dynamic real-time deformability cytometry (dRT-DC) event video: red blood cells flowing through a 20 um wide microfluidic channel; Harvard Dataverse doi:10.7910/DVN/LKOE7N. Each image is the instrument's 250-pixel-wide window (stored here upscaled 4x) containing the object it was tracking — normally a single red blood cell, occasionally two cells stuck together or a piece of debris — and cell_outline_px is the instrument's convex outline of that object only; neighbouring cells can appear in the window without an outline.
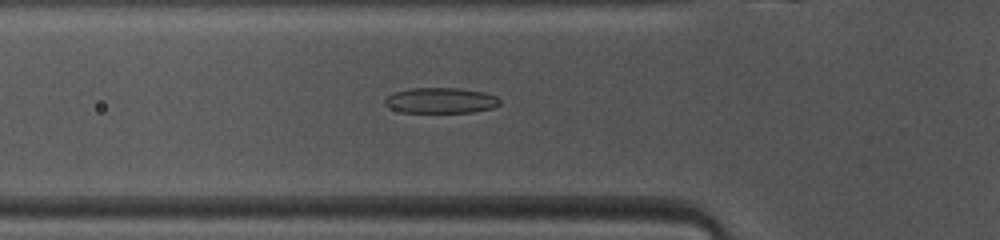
{"species": "common noctule bat (a hibernating species)", "species_latin": "Nyctalus noctula", "temperature_condition": "warm", "stored_images_in_passage": 46, "camera_frame_rate_fps": 3000, "um_per_image_px": 0.085, "animal": {"sex": "female", "body_mass_g": 10.0, "forearm_length_mm": 53.1}, "frame": {"image": 1, "passage_image": 14, "time_ms": 4.333, "image_size_px": [1000, 240], "cell_outline_px": [[500, 104], [492, 108], [472, 112], [400, 112], [384, 104], [384, 100], [388, 96], [396, 92], [408, 88], [456, 88], [484, 92], [496, 96], [500, 100]], "centroid_in_image_um": [37.47, 8.54], "position_along_channel_um": 88.3, "area_um2": 16.99}}
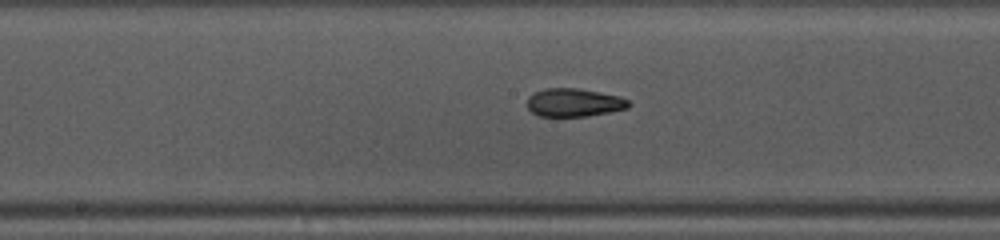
{"frame": {"image": 2, "passage_image": 22, "time_ms": 7.0, "image_size_px": [1000, 240], "cell_outline_px": [[632, 104], [628, 108], [588, 116], [540, 116], [532, 112], [528, 108], [528, 96], [532, 92], [544, 88], [580, 88], [620, 96], [628, 100]], "centroid_in_image_um": [48.79, 8.7], "position_along_channel_um": 199.4, "area_um2": 16.82}}
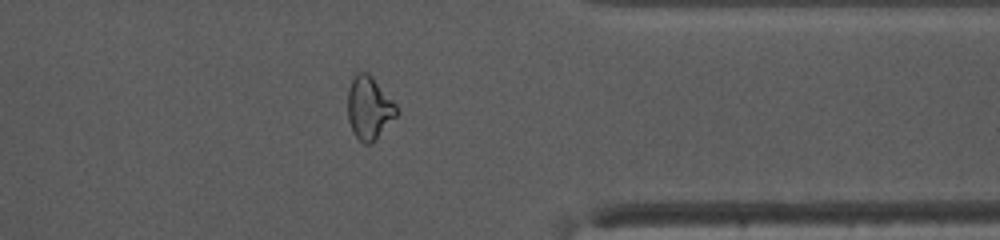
{"frame": {"image": 3, "passage_image": 36, "time_ms": 11.667, "image_size_px": [1000, 240], "cell_outline_px": [[400, 112], [368, 144], [364, 144], [352, 132], [348, 120], [348, 88], [356, 72], [368, 72], [372, 76], [396, 104]], "centroid_in_image_um": [31.36, 9.13], "position_along_channel_um": 380.0, "area_um2": 17.63}, "authors_computed_cell_mechanics": {"area_um2": 17.7735, "velocity_mm_per_s": 4.114, "shape_relaxation_time_tau1_ms": 7.6286, "shape_relaxation_time_tau2_ms": 2.1513, "deformation_change_tau1": 0.1861, "deformation_change_tau2": 0.095}}